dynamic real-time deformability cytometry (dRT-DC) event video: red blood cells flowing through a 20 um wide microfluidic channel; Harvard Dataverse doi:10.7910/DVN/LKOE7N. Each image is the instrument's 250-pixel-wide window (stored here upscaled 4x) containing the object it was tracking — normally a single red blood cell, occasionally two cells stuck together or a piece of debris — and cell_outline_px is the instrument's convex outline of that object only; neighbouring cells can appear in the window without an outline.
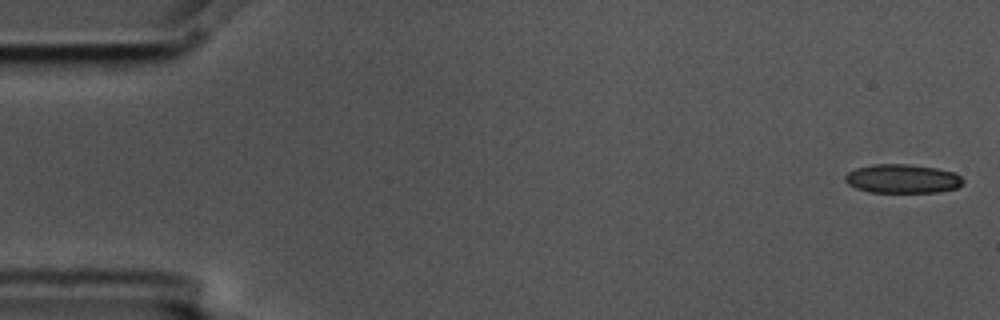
{"species": "common noctule bat (a hibernating species)", "species_latin": "Nyctalus noctula", "temperature_condition": "cold", "stored_images_in_passage": 5, "camera_frame_rate_fps": 3000, "um_per_image_px": 0.085, "animal": {"sex": "male", "body_mass_g": 17.5, "forearm_length_mm": 52.3}, "frame": {"image": 1, "passage_image": 1, "time_ms": 0.0, "image_size_px": [1000, 320], "cell_outline_px": [[964, 184], [956, 188], [940, 192], [868, 192], [856, 188], [848, 184], [844, 180], [844, 176], [848, 172], [856, 168], [872, 164], [908, 164], [936, 168], [956, 172], [964, 180]], "centroid_in_image_um": [76.72, 15.19], "position_along_channel_um": 8.3, "area_um2": 20.06}}
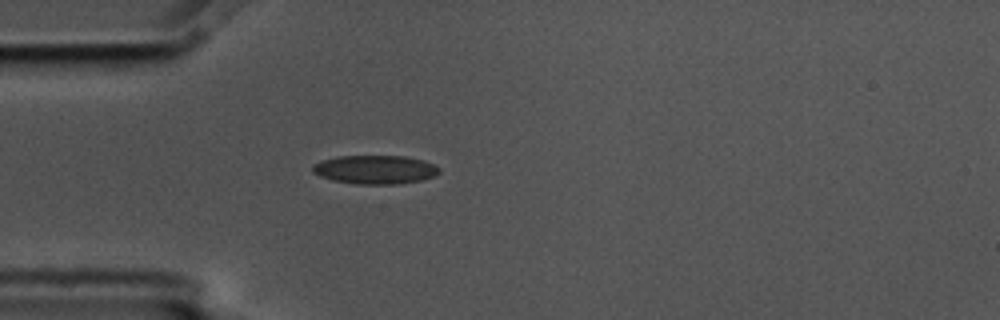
{"frame": {"image": 2, "passage_image": 5, "time_ms": 1.333, "image_size_px": [1000, 320], "cell_outline_px": [[440, 172], [436, 176], [420, 180], [400, 184], [356, 184], [332, 180], [320, 176], [312, 172], [312, 164], [320, 160], [336, 156], [404, 156], [424, 160], [440, 168]], "centroid_in_image_um": [31.86, 14.41], "position_along_channel_um": 53.1, "area_um2": 21.39}}